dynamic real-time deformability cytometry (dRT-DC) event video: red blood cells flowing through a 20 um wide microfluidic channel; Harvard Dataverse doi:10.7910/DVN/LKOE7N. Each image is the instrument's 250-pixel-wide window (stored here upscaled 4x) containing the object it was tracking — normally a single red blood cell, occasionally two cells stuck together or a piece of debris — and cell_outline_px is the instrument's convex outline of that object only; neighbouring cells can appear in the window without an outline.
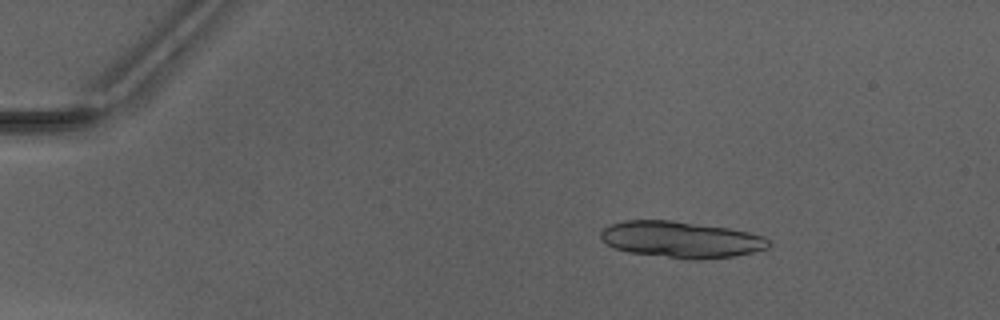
{"species": "Egyptian fruit bat (a non-hibernating species)", "species_latin": "Rousettus aegyptiacus", "temperature_condition": "warm", "stored_images_in_passage": 17, "camera_frame_rate_fps": 3000, "um_per_image_px": 0.085, "animal": {"sex": "male"}, "frame": {"image": 1, "passage_image": 6, "time_ms": 1.667, "image_size_px": [1000, 320], "cell_outline_px": [[768, 248], [752, 252], [732, 256], [700, 260], [684, 260], [628, 252], [612, 248], [600, 236], [600, 232], [608, 224], [624, 220], [672, 220], [728, 228], [748, 232], [764, 236], [768, 240]], "centroid_in_image_um": [57.84, 20.37], "position_along_channel_um": 27.2, "area_um2": 35.84}}